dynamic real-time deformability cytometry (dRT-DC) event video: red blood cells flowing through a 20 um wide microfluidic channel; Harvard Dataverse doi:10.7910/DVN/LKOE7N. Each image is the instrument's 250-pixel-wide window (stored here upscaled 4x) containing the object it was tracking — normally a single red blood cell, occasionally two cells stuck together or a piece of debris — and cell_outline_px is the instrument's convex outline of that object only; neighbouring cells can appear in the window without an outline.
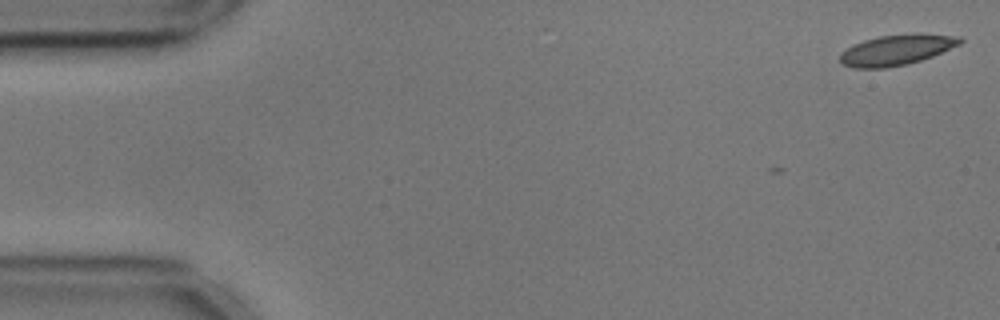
{"species": "common noctule bat (a hibernating species)", "species_latin": "Nyctalus noctula", "temperature_condition": "cold", "stored_images_in_passage": 9, "camera_frame_rate_fps": 3000, "um_per_image_px": 0.085, "animal": {"sex": "male", "body_mass_g": 17.9, "forearm_length_mm": 54.2}, "frame": {"image": 1, "passage_image": 1, "time_ms": 0.0, "image_size_px": [1000, 320], "cell_outline_px": [[964, 40], [960, 44], [932, 56], [908, 64], [888, 68], [852, 68], [840, 64], [840, 52], [864, 40], [880, 36], [912, 32], [916, 32], [960, 36]], "centroid_in_image_um": [76.22, 4.23], "position_along_channel_um": 8.8, "area_um2": 21.62}}